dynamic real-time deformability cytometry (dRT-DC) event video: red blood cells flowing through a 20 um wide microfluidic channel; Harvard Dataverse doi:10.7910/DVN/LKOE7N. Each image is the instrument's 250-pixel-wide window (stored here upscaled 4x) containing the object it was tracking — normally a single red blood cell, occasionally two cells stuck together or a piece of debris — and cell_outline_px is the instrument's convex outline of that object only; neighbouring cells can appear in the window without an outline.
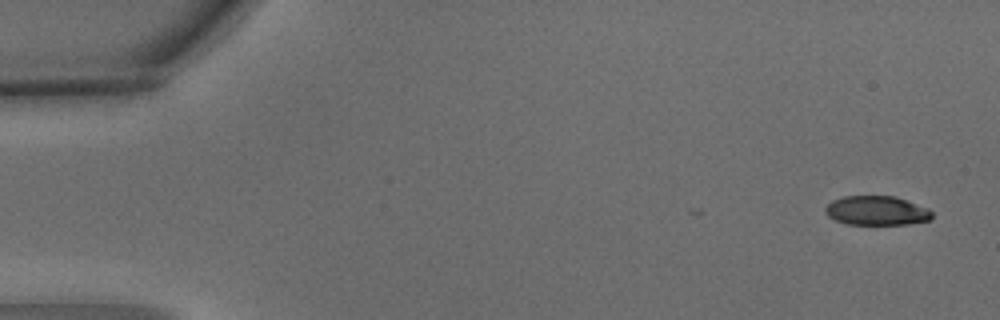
{"species": "common noctule bat (a hibernating species)", "species_latin": "Nyctalus noctula", "temperature_condition": "warm", "stored_images_in_passage": 5, "camera_frame_rate_fps": 3000, "um_per_image_px": 0.085, "animal": {"sex": "male", "body_mass_g": 15.6}, "frame": {"image": 1, "passage_image": 1, "time_ms": 0.0, "image_size_px": [1000, 320], "cell_outline_px": [[932, 220], [908, 224], [848, 224], [836, 220], [828, 216], [824, 212], [824, 208], [832, 200], [844, 196], [896, 196], [928, 208], [932, 212]], "centroid_in_image_um": [74.52, 17.9], "position_along_channel_um": 10.5, "area_um2": 18.26}}
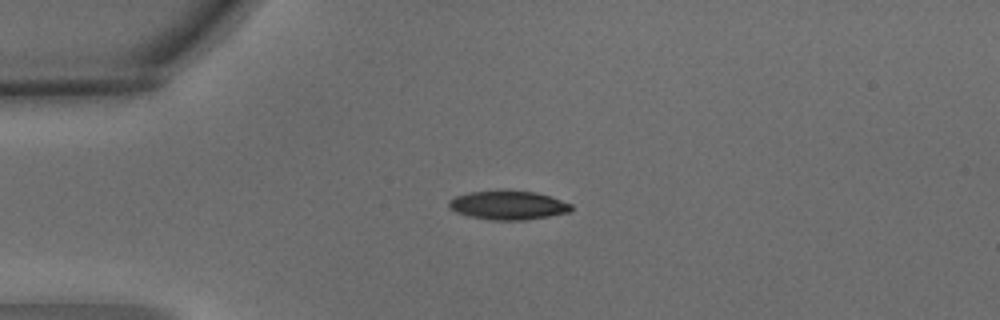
{"frame": {"image": 2, "passage_image": 4, "time_ms": 1.0, "image_size_px": [1000, 320], "cell_outline_px": [[572, 208], [568, 212], [548, 216], [524, 220], [492, 220], [468, 216], [456, 212], [448, 208], [448, 200], [456, 196], [468, 192], [500, 188], [536, 192], [572, 204]], "centroid_in_image_um": [43.12, 17.41], "position_along_channel_um": 41.9, "area_um2": 21.04}}